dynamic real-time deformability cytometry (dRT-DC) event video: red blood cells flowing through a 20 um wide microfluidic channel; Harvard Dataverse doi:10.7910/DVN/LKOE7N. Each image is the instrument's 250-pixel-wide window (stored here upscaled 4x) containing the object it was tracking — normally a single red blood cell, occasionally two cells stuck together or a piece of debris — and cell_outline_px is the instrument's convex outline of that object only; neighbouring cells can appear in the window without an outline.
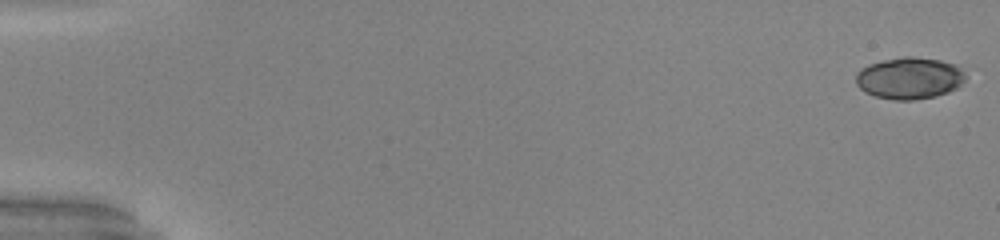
{"species": "common noctule bat (a hibernating species)", "species_latin": "Nyctalus noctula", "temperature_condition": "warm", "stored_images_in_passage": 52, "camera_frame_rate_fps": 3000, "um_per_image_px": 0.085, "animal": {"sex": "male", "body_mass_g": 20.0, "forearm_length_mm": 53.3}, "frame": {"image": 1, "passage_image": 1, "time_ms": 0.0, "image_size_px": [1000, 240], "cell_outline_px": [[968, 76], [956, 88], [948, 92], [936, 96], [912, 100], [896, 100], [876, 96], [864, 92], [856, 84], [856, 72], [860, 68], [868, 64], [900, 56], [912, 56], [940, 60], [956, 64]], "centroid_in_image_um": [77.3, 6.63], "position_along_channel_um": 7.7, "area_um2": 26.88}}
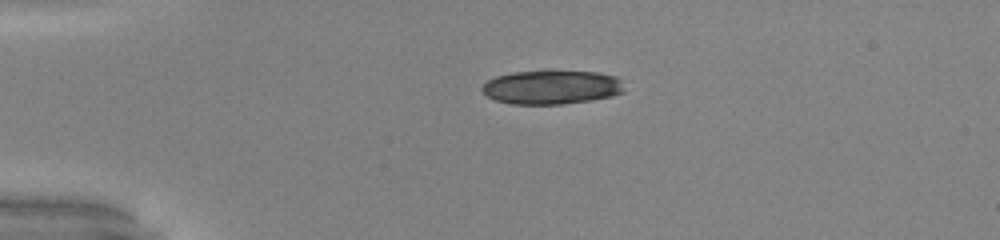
{"frame": {"image": 2, "passage_image": 13, "time_ms": 4.0, "image_size_px": [1000, 240], "cell_outline_px": [[624, 92], [612, 96], [592, 100], [560, 104], [512, 104], [496, 100], [488, 96], [480, 88], [488, 80], [496, 76], [512, 72], [544, 68], [548, 68], [596, 72], [616, 76], [620, 80]], "centroid_in_image_um": [46.88, 7.36], "position_along_channel_um": 38.1, "area_um2": 28.96}, "authors_computed_cell_mechanics": {"area_um2": 28.033, "velocity_mm_per_s": 4.0607, "shape_relaxation_time_tau1_ms": 2.8568, "shape_relaxation_time_tau2_ms": 1.6189, "deformation_change_tau1": 0.3955, "deformation_change_tau2": 0.0972}}